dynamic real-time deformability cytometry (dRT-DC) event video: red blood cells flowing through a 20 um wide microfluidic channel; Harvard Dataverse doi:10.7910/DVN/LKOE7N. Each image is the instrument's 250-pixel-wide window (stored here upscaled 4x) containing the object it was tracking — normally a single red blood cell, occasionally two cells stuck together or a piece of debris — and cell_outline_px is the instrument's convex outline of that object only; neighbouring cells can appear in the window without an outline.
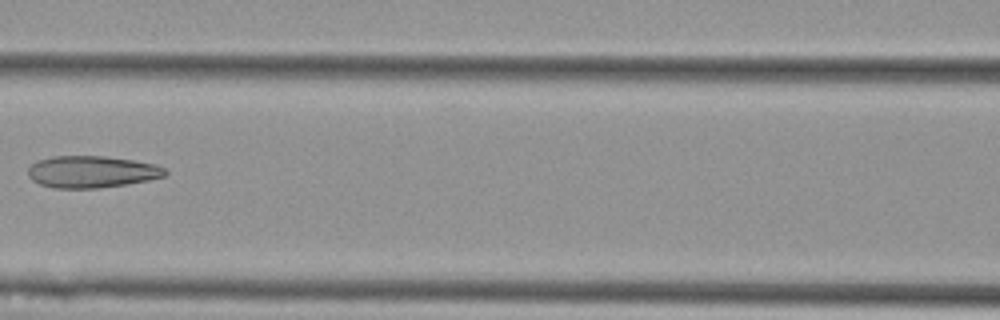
{"species": "Egyptian fruit bat (a non-hibernating species)", "species_latin": "Rousettus aegyptiacus", "temperature_condition": "cold", "stored_images_in_passage": 6, "camera_frame_rate_fps": 3000, "um_per_image_px": 0.085, "animal": {"sex": "female"}, "frame": {"image": 1, "passage_image": 5, "time_ms": 1.333, "image_size_px": [1000, 320], "cell_outline_px": [[168, 172], [164, 176], [148, 180], [128, 184], [100, 188], [56, 188], [40, 184], [32, 180], [28, 176], [28, 168], [36, 160], [52, 156], [104, 156], [132, 160], [156, 164], [164, 168]], "centroid_in_image_um": [7.78, 14.6], "position_along_channel_um": 158.8, "area_um2": 25.55}}
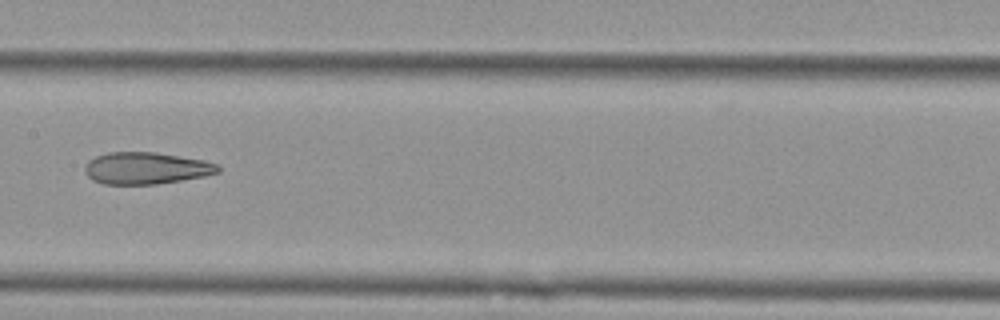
{"frame": {"image": 2, "passage_image": 6, "time_ms": 1.667, "image_size_px": [1000, 320], "cell_outline_px": [[220, 172], [204, 176], [156, 184], [104, 184], [92, 180], [84, 172], [84, 168], [88, 160], [96, 156], [108, 152], [156, 152], [204, 160], [216, 164], [220, 168]], "centroid_in_image_um": [12.39, 14.29], "position_along_channel_um": 195.0, "area_um2": 24.74}}